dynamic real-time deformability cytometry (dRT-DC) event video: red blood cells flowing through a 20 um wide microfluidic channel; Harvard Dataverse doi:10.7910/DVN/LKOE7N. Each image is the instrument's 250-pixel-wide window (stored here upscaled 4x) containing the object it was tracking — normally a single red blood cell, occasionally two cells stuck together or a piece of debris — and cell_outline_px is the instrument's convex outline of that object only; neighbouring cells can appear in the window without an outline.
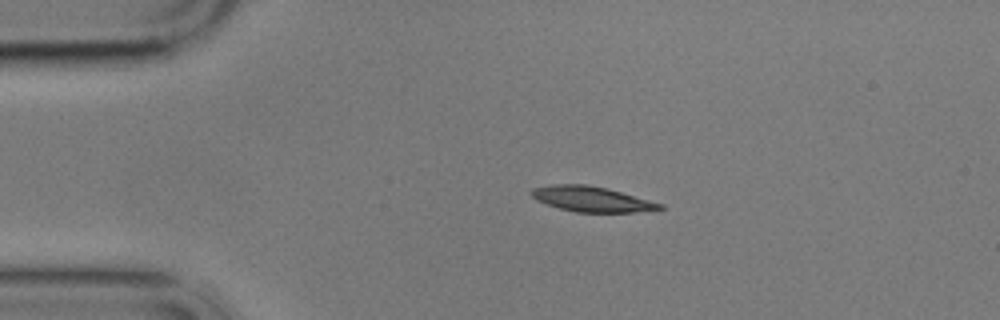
{"species": "common noctule bat (a hibernating species)", "species_latin": "Nyctalus noctula", "temperature_condition": "cold", "stored_images_in_passage": 8, "camera_frame_rate_fps": 3000, "um_per_image_px": 0.085, "animal": {"sex": "male", "body_mass_g": 17.9}, "frame": {"image": 1, "passage_image": 2, "time_ms": 1.667, "image_size_px": [1000, 320], "cell_outline_px": [[664, 208], [636, 212], [576, 212], [560, 208], [536, 200], [528, 192], [532, 188], [552, 184], [588, 184], [608, 188], [664, 204]], "centroid_in_image_um": [50.28, 16.91], "position_along_channel_um": 34.7, "area_um2": 18.96}}
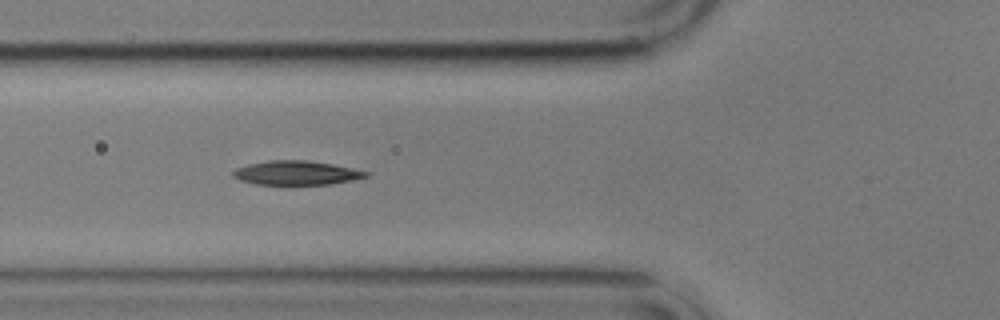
{"frame": {"image": 2, "passage_image": 4, "time_ms": 4.667, "image_size_px": [1000, 320], "cell_outline_px": [[372, 172], [368, 176], [352, 180], [332, 184], [256, 184], [240, 180], [232, 176], [232, 172], [236, 168], [248, 164], [268, 160], [308, 160], [332, 164]], "centroid_in_image_um": [25.2, 14.69], "position_along_channel_um": 100.6, "area_um2": 18.67}}
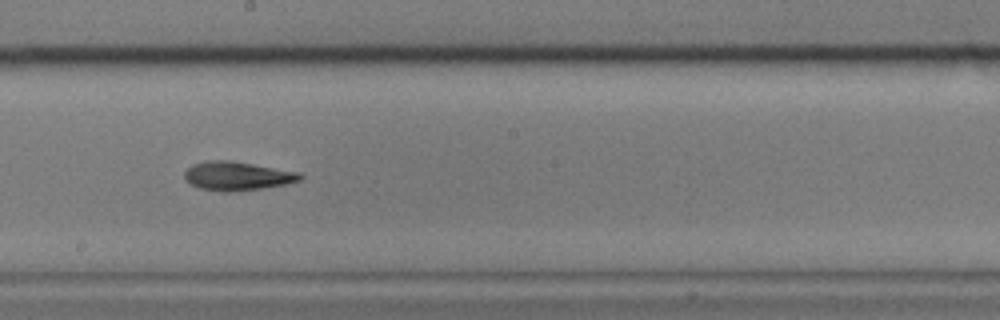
{"frame": {"image": 3, "passage_image": 7, "time_ms": 8.333, "image_size_px": [1000, 320], "cell_outline_px": [[304, 176], [300, 180], [284, 184], [260, 188], [232, 192], [224, 192], [200, 188], [184, 180], [184, 172], [192, 164], [204, 160], [232, 160], [300, 172]], "centroid_in_image_um": [20.14, 14.94], "position_along_channel_um": 228.1, "area_um2": 19.48}}